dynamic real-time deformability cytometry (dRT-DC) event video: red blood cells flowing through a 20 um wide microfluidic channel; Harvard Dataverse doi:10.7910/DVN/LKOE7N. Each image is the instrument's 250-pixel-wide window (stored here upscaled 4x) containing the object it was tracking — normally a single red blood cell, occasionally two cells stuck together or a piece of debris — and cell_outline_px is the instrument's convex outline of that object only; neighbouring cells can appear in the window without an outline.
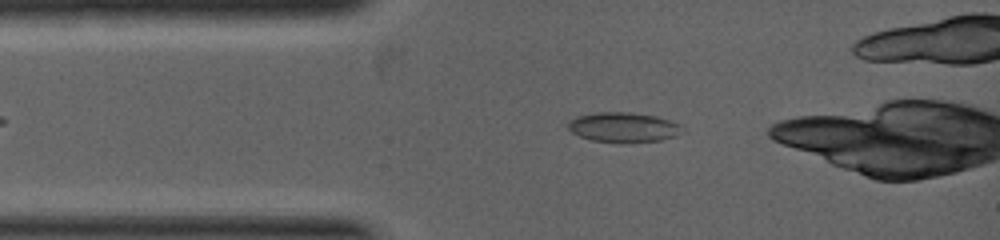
{"species": "common noctule bat (a hibernating species)", "species_latin": "Nyctalus noctula", "temperature_condition": "warm", "stored_images_in_passage": 10, "camera_frame_rate_fps": 5000, "um_per_image_px": 0.085, "animal": {"sex": "female", "body_mass_g": 19.0, "forearm_length_mm": 53.3}, "frame": {"image": 1, "passage_image": 1, "time_ms": 0.0, "image_size_px": [1000, 240], "cell_outline_px": [[680, 124], [676, 136], [660, 140], [620, 144], [592, 140], [580, 136], [572, 132], [568, 128], [568, 120], [576, 116], [596, 112], [628, 112], [656, 116]], "centroid_in_image_um": [52.91, 10.83], "position_along_channel_um": 32.1, "area_um2": 19.88}}
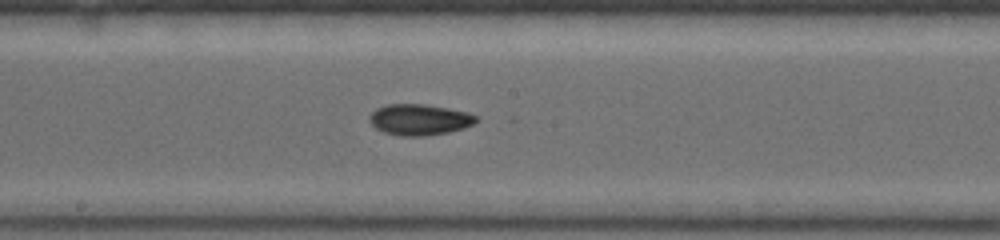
{"frame": {"image": 2, "passage_image": 7, "time_ms": 2.6, "image_size_px": [1000, 240], "cell_outline_px": [[480, 116], [472, 124], [464, 128], [448, 132], [424, 136], [400, 136], [384, 132], [376, 128], [368, 120], [368, 116], [376, 108], [388, 104], [424, 104], [448, 108], [468, 112]], "centroid_in_image_um": [35.64, 10.16], "position_along_channel_um": 212.6, "area_um2": 19.36}}
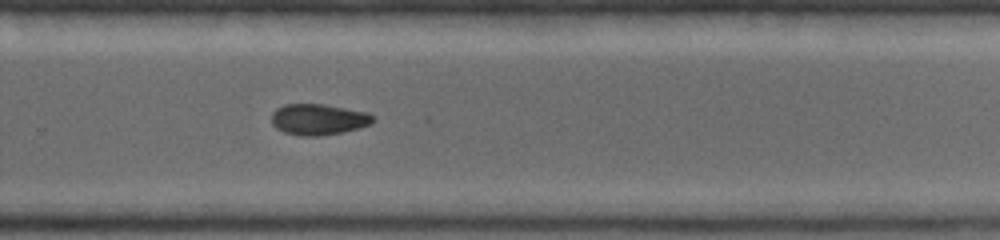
{"frame": {"image": 3, "passage_image": 10, "time_ms": 3.8, "image_size_px": [1000, 240], "cell_outline_px": [[376, 120], [372, 124], [360, 128], [344, 132], [316, 136], [300, 136], [284, 132], [276, 128], [272, 124], [272, 112], [276, 108], [284, 104], [324, 104], [368, 112], [376, 116]], "centroid_in_image_um": [27.11, 10.15], "position_along_channel_um": 302.7, "area_um2": 18.67}}